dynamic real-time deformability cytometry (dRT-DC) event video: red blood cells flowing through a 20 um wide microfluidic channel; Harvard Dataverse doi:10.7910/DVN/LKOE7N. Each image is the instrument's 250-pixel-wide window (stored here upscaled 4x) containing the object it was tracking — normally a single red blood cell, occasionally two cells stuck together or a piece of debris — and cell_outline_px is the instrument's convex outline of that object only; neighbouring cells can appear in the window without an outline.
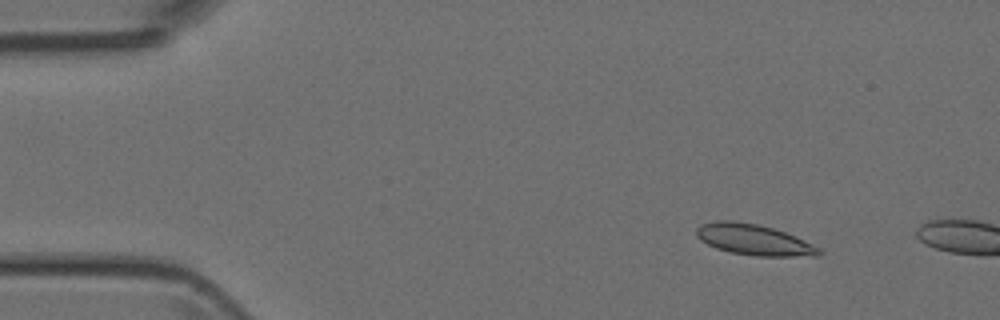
{"species": "Egyptian fruit bat (a non-hibernating species)", "species_latin": "Rousettus aegyptiacus", "temperature_condition": "room temperature", "stored_images_in_passage": 3, "camera_frame_rate_fps": 3000, "um_per_image_px": 0.085, "animal": {"sex": "female"}, "frame": {"image": 1, "passage_image": 2, "time_ms": 1.333, "image_size_px": [1000, 320], "cell_outline_px": [[824, 252], [820, 256], [756, 256], [732, 252], [716, 248], [700, 240], [696, 236], [696, 228], [700, 224], [716, 220], [732, 220], [756, 224], [772, 228], [796, 236], [820, 248]], "centroid_in_image_um": [64.08, 20.37], "position_along_channel_um": 20.9, "area_um2": 22.08}}